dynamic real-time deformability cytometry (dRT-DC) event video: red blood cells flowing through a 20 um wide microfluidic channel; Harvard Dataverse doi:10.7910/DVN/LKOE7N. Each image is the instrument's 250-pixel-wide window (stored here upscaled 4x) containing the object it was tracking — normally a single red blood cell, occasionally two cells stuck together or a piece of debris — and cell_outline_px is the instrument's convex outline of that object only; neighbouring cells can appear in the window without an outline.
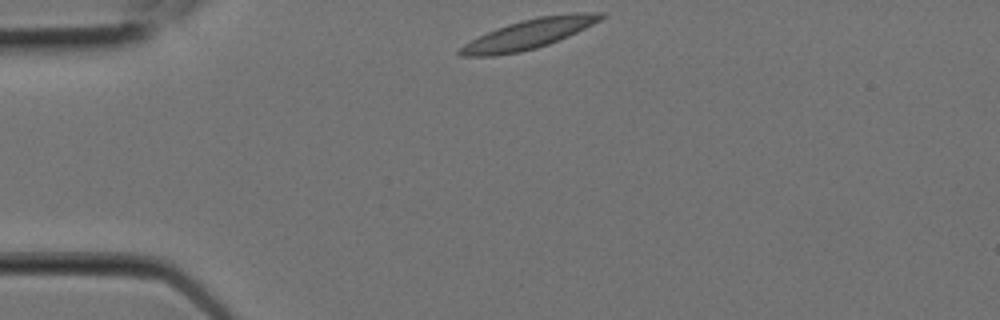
{"species": "Egyptian fruit bat (a non-hibernating species)", "species_latin": "Rousettus aegyptiacus", "temperature_condition": "room temperature", "stored_images_in_passage": 3, "camera_frame_rate_fps": 3000, "um_per_image_px": 0.085, "animal": {"sex": "female"}, "frame": {"image": 1, "passage_image": 1, "time_ms": 0.0, "image_size_px": [1000, 320], "cell_outline_px": [[604, 16], [600, 20], [568, 36], [548, 44], [536, 48], [520, 52], [492, 56], [460, 56], [456, 52], [464, 44], [496, 28], [520, 20], [540, 16], [576, 12], [604, 12]], "centroid_in_image_um": [44.94, 2.89], "position_along_channel_um": 40.1, "area_um2": 24.04}}